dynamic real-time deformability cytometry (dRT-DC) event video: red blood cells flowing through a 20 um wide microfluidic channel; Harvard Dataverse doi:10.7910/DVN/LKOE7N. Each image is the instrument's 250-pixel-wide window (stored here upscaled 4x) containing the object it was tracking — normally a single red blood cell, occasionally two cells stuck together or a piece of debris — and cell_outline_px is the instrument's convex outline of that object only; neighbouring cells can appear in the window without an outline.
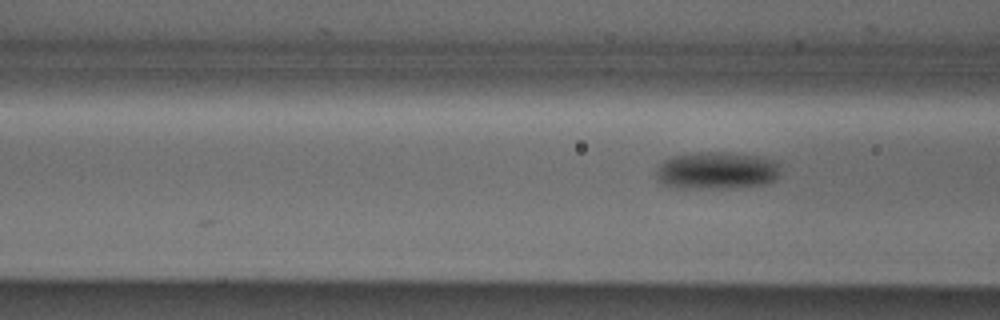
{"species": "Egyptian fruit bat (a non-hibernating species)", "species_latin": "Rousettus aegyptiacus", "temperature_condition": "cold", "stored_images_in_passage": 3, "camera_frame_rate_fps": 3000, "um_per_image_px": 0.085, "animal": {"sex": "male"}, "frame": {"image": 1, "passage_image": 3, "time_ms": 0.667, "image_size_px": [1000, 320], "cell_outline_px": [[780, 172], [776, 180], [764, 184], [736, 188], [672, 188], [656, 180], [656, 168], [664, 160], [672, 156], [692, 152], [724, 152], [760, 156], [776, 160], [780, 168]], "centroid_in_image_um": [60.91, 14.5], "position_along_channel_um": 105.7, "area_um2": 27.63}}